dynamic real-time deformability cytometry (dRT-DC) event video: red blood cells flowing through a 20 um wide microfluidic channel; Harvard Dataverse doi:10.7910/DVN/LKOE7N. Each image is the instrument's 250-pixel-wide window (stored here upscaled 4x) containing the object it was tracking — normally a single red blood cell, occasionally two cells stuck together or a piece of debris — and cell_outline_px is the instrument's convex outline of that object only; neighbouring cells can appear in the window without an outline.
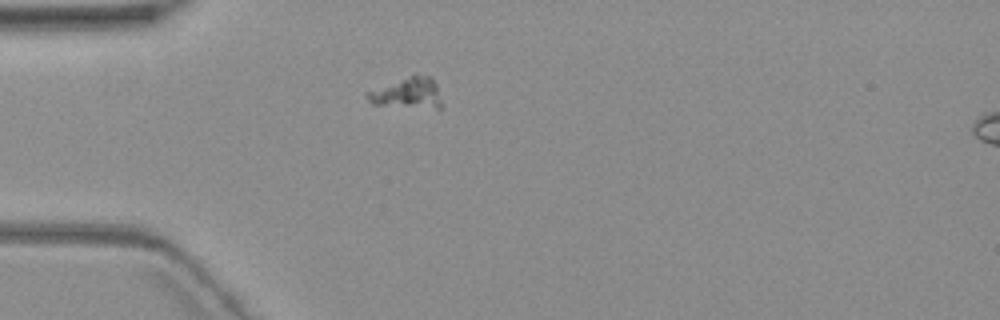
{"species": "common noctule bat (a hibernating species)", "species_latin": "Nyctalus noctula", "temperature_condition": "warm", "stored_images_in_passage": 2, "camera_frame_rate_fps": 3000, "um_per_image_px": 0.085, "animal": {"sex": "female", "body_mass_g": 19.3, "forearm_length_mm": 54.1}, "frame": {"image": 1, "passage_image": 1, "time_ms": 0.0, "image_size_px": [1000, 320], "cell_outline_px": [[440, 108], [436, 108], [372, 104], [364, 96], [364, 92], [412, 72], [416, 72], [432, 76], [436, 84], [440, 100]], "centroid_in_image_um": [34.58, 7.83], "position_along_channel_um": 50.4, "area_um2": 13.87}}